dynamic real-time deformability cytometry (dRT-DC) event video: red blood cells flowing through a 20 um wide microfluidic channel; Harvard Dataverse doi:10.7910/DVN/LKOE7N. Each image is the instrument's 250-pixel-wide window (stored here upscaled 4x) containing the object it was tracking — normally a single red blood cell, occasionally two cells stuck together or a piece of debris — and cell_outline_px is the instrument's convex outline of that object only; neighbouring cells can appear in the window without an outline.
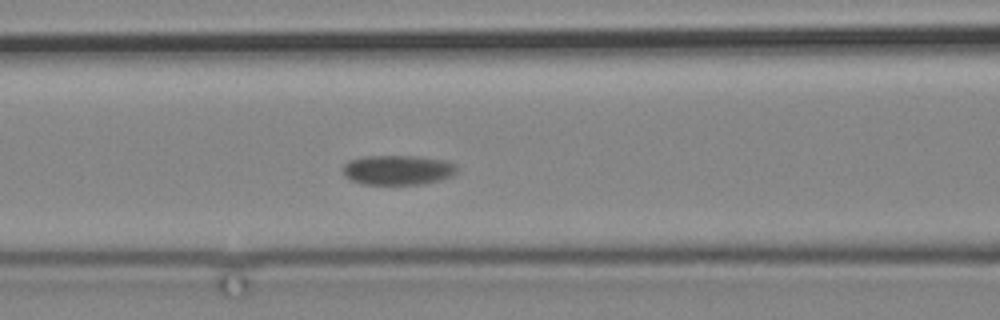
{"species": "common noctule bat (a hibernating species)", "species_latin": "Nyctalus noctula", "temperature_condition": "cold", "stored_images_in_passage": 3, "camera_frame_rate_fps": 3000, "um_per_image_px": 0.085, "animal": {"sex": "male", "body_mass_g": 19.2, "forearm_length_mm": 51.8}, "frame": {"image": 1, "passage_image": 3, "time_ms": 2.333, "image_size_px": [1000, 320], "cell_outline_px": [[456, 172], [452, 176], [440, 180], [424, 184], [360, 184], [344, 176], [340, 168], [348, 160], [364, 156], [416, 156], [448, 160], [456, 164]], "centroid_in_image_um": [33.79, 14.44], "position_along_channel_um": 132.8, "area_um2": 20.11}}